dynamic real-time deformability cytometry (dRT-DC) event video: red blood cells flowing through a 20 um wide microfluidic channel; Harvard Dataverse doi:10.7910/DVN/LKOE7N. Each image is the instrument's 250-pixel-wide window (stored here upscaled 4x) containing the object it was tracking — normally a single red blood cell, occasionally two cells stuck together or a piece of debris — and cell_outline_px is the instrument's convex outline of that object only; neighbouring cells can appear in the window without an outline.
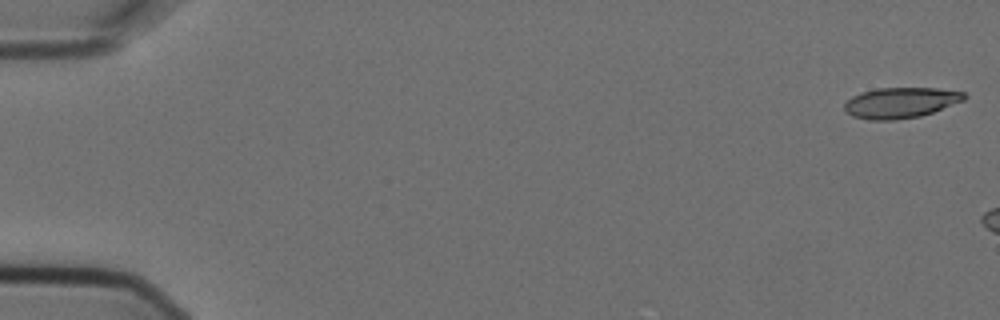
{"species": "Egyptian fruit bat (a non-hibernating species)", "species_latin": "Rousettus aegyptiacus", "temperature_condition": "cold", "stored_images_in_passage": 3, "camera_frame_rate_fps": 3000, "um_per_image_px": 0.085, "animal": {"sex": "female"}, "frame": {"image": 1, "passage_image": 1, "time_ms": 0.0, "image_size_px": [1000, 320], "cell_outline_px": [[968, 96], [964, 100], [932, 112], [920, 116], [896, 120], [868, 120], [852, 116], [844, 112], [844, 104], [852, 96], [876, 88], [936, 88], [964, 92]], "centroid_in_image_um": [76.53, 8.74], "position_along_channel_um": 8.5, "area_um2": 21.39}}